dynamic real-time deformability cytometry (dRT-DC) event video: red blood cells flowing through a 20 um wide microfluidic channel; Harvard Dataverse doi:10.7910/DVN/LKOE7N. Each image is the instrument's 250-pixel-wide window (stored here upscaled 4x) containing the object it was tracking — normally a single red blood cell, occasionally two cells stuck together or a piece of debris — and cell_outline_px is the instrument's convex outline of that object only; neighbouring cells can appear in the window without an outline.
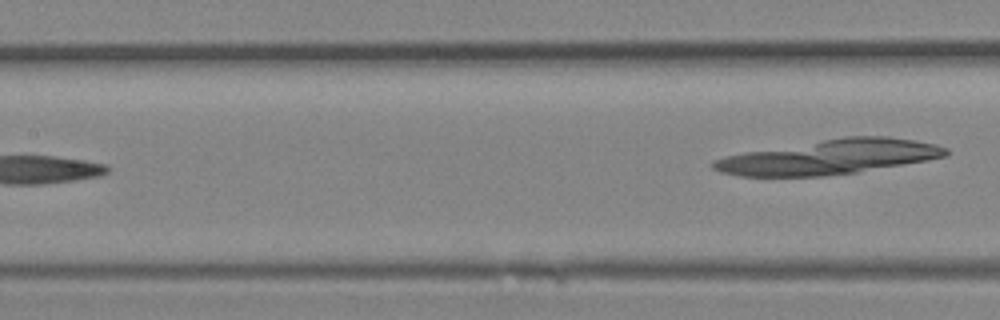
{"species": "Egyptian fruit bat (a non-hibernating species)", "species_latin": "Rousettus aegyptiacus", "temperature_condition": "room temperature", "stored_images_in_passage": 7, "segment_of_instrument_passage": [2, 2], "camera_frame_rate_fps": 3000, "um_per_image_px": 0.085, "animal": {"sex": "female"}, "frame": {"image": 1, "passage_image": 7, "time_ms": 2.0, "image_size_px": [1000, 320], "cell_outline_px": [[948, 156], [928, 160], [856, 172], [824, 176], [740, 176], [720, 172], [712, 168], [712, 160], [724, 156], [744, 152], [844, 136], [888, 136], [916, 140], [936, 144], [948, 148]], "centroid_in_image_um": [70.51, 13.34], "position_along_channel_um": 136.9, "area_um2": 46.88}}